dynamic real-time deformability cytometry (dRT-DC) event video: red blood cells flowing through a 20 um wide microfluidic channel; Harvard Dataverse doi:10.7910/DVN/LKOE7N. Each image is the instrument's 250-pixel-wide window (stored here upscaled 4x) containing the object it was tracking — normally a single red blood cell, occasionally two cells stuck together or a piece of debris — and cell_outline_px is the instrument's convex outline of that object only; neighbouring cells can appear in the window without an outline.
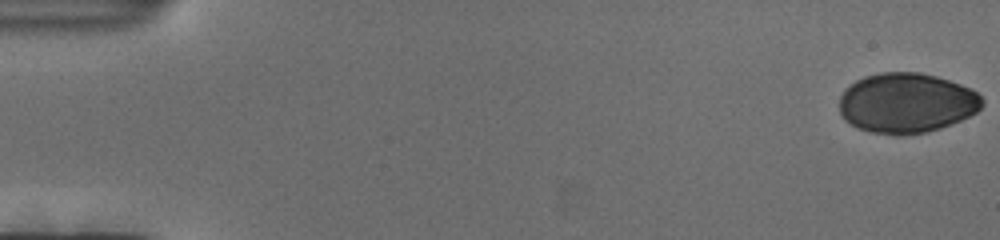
{"species": "human", "species_latin": "Homo sapiens", "temperature_condition": "cold", "stored_images_in_passage": 122, "camera_frame_rate_fps": 3000, "um_per_image_px": 0.085, "donor": {"sex": "female"}, "frame": {"image": 1, "passage_image": 1, "time_ms": 0.0, "image_size_px": [1000, 240], "cell_outline_px": [[984, 104], [976, 112], [960, 120], [940, 128], [928, 132], [904, 136], [896, 136], [868, 132], [856, 128], [844, 120], [840, 112], [840, 96], [844, 88], [856, 80], [864, 76], [880, 72], [920, 72], [936, 76], [960, 84], [976, 92], [984, 100]], "centroid_in_image_um": [77.01, 8.77], "position_along_channel_um": 8.0, "area_um2": 50.46}}
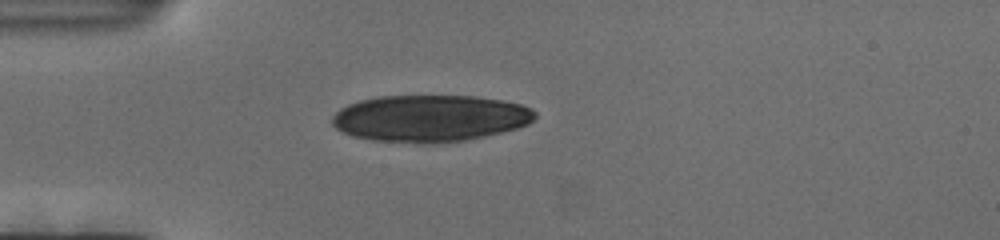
{"frame": {"image": 2, "passage_image": 34, "time_ms": 11.0, "image_size_px": [1000, 240], "cell_outline_px": [[536, 116], [528, 124], [516, 128], [468, 140], [432, 144], [416, 144], [372, 140], [352, 136], [336, 128], [332, 124], [332, 116], [340, 108], [348, 104], [360, 100], [380, 96], [476, 96], [504, 100], [520, 104], [532, 108], [536, 112]], "centroid_in_image_um": [36.54, 10.06], "position_along_channel_um": 48.5, "area_um2": 55.72}}
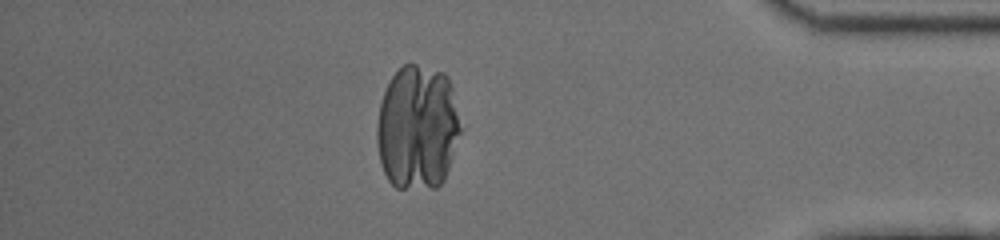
{"frame": {"image": 3, "passage_image": 106, "time_ms": 35.0, "image_size_px": [1000, 240], "cell_outline_px": [[464, 128], [444, 180], [436, 188], [396, 188], [388, 180], [380, 164], [376, 140], [376, 124], [380, 104], [384, 92], [392, 76], [404, 64], [416, 64], [444, 72], [448, 76], [452, 84]], "centroid_in_image_um": [35.53, 10.84], "position_along_channel_um": 399.7, "area_um2": 62.19}}